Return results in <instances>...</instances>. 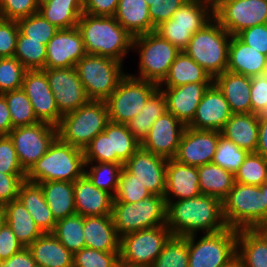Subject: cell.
I'll return each mask as SVG.
<instances>
[{
    "mask_svg": "<svg viewBox=\"0 0 267 267\" xmlns=\"http://www.w3.org/2000/svg\"><path fill=\"white\" fill-rule=\"evenodd\" d=\"M256 230L266 239L267 241V222L261 224L256 228Z\"/></svg>",
    "mask_w": 267,
    "mask_h": 267,
    "instance_id": "a7ac6f4b",
    "label": "cell"
},
{
    "mask_svg": "<svg viewBox=\"0 0 267 267\" xmlns=\"http://www.w3.org/2000/svg\"><path fill=\"white\" fill-rule=\"evenodd\" d=\"M38 184L55 221L76 214L74 182L45 181Z\"/></svg>",
    "mask_w": 267,
    "mask_h": 267,
    "instance_id": "836d02e7",
    "label": "cell"
},
{
    "mask_svg": "<svg viewBox=\"0 0 267 267\" xmlns=\"http://www.w3.org/2000/svg\"><path fill=\"white\" fill-rule=\"evenodd\" d=\"M85 161L82 149L61 141L58 137L48 151L26 173V181L74 182L84 174Z\"/></svg>",
    "mask_w": 267,
    "mask_h": 267,
    "instance_id": "3957f363",
    "label": "cell"
},
{
    "mask_svg": "<svg viewBox=\"0 0 267 267\" xmlns=\"http://www.w3.org/2000/svg\"><path fill=\"white\" fill-rule=\"evenodd\" d=\"M16 57L27 70L45 69L46 45L41 41L27 40L20 32L17 37Z\"/></svg>",
    "mask_w": 267,
    "mask_h": 267,
    "instance_id": "f6af8a7d",
    "label": "cell"
},
{
    "mask_svg": "<svg viewBox=\"0 0 267 267\" xmlns=\"http://www.w3.org/2000/svg\"><path fill=\"white\" fill-rule=\"evenodd\" d=\"M211 83H188L178 87H159L167 102V111L172 113L185 126L195 115L203 94Z\"/></svg>",
    "mask_w": 267,
    "mask_h": 267,
    "instance_id": "cb8c5ba5",
    "label": "cell"
},
{
    "mask_svg": "<svg viewBox=\"0 0 267 267\" xmlns=\"http://www.w3.org/2000/svg\"><path fill=\"white\" fill-rule=\"evenodd\" d=\"M236 36L251 48L267 56V23L246 28Z\"/></svg>",
    "mask_w": 267,
    "mask_h": 267,
    "instance_id": "680465c9",
    "label": "cell"
},
{
    "mask_svg": "<svg viewBox=\"0 0 267 267\" xmlns=\"http://www.w3.org/2000/svg\"><path fill=\"white\" fill-rule=\"evenodd\" d=\"M167 159L140 148L123 164V168L139 180L152 195L164 196Z\"/></svg>",
    "mask_w": 267,
    "mask_h": 267,
    "instance_id": "ffe728a7",
    "label": "cell"
},
{
    "mask_svg": "<svg viewBox=\"0 0 267 267\" xmlns=\"http://www.w3.org/2000/svg\"><path fill=\"white\" fill-rule=\"evenodd\" d=\"M151 195L150 191L139 180L135 179V175L129 174L123 168L113 202L136 203Z\"/></svg>",
    "mask_w": 267,
    "mask_h": 267,
    "instance_id": "f907efd6",
    "label": "cell"
},
{
    "mask_svg": "<svg viewBox=\"0 0 267 267\" xmlns=\"http://www.w3.org/2000/svg\"><path fill=\"white\" fill-rule=\"evenodd\" d=\"M23 248L9 225L5 223L0 228V262L9 259Z\"/></svg>",
    "mask_w": 267,
    "mask_h": 267,
    "instance_id": "94428289",
    "label": "cell"
},
{
    "mask_svg": "<svg viewBox=\"0 0 267 267\" xmlns=\"http://www.w3.org/2000/svg\"><path fill=\"white\" fill-rule=\"evenodd\" d=\"M26 174H6L0 172V205L18 199L19 189Z\"/></svg>",
    "mask_w": 267,
    "mask_h": 267,
    "instance_id": "91938a15",
    "label": "cell"
},
{
    "mask_svg": "<svg viewBox=\"0 0 267 267\" xmlns=\"http://www.w3.org/2000/svg\"><path fill=\"white\" fill-rule=\"evenodd\" d=\"M119 261V252H103L84 247L73 254V267H117Z\"/></svg>",
    "mask_w": 267,
    "mask_h": 267,
    "instance_id": "816d5d0a",
    "label": "cell"
},
{
    "mask_svg": "<svg viewBox=\"0 0 267 267\" xmlns=\"http://www.w3.org/2000/svg\"><path fill=\"white\" fill-rule=\"evenodd\" d=\"M248 153L247 150L220 135L212 163L235 175Z\"/></svg>",
    "mask_w": 267,
    "mask_h": 267,
    "instance_id": "7dc6e473",
    "label": "cell"
},
{
    "mask_svg": "<svg viewBox=\"0 0 267 267\" xmlns=\"http://www.w3.org/2000/svg\"><path fill=\"white\" fill-rule=\"evenodd\" d=\"M117 267H143V266H133V265H128L122 261H119V263L117 264Z\"/></svg>",
    "mask_w": 267,
    "mask_h": 267,
    "instance_id": "8c879c8a",
    "label": "cell"
},
{
    "mask_svg": "<svg viewBox=\"0 0 267 267\" xmlns=\"http://www.w3.org/2000/svg\"><path fill=\"white\" fill-rule=\"evenodd\" d=\"M259 187L262 191V195L260 196V199H262L263 205H265V223H266L267 222V182H265Z\"/></svg>",
    "mask_w": 267,
    "mask_h": 267,
    "instance_id": "003e7915",
    "label": "cell"
},
{
    "mask_svg": "<svg viewBox=\"0 0 267 267\" xmlns=\"http://www.w3.org/2000/svg\"><path fill=\"white\" fill-rule=\"evenodd\" d=\"M166 225L174 236L188 237L197 232L215 233L227 228L222 201L200 194L182 200H165Z\"/></svg>",
    "mask_w": 267,
    "mask_h": 267,
    "instance_id": "6da1fadb",
    "label": "cell"
},
{
    "mask_svg": "<svg viewBox=\"0 0 267 267\" xmlns=\"http://www.w3.org/2000/svg\"><path fill=\"white\" fill-rule=\"evenodd\" d=\"M186 126L172 113L161 115L150 128L141 147L165 159H174Z\"/></svg>",
    "mask_w": 267,
    "mask_h": 267,
    "instance_id": "44dd1931",
    "label": "cell"
},
{
    "mask_svg": "<svg viewBox=\"0 0 267 267\" xmlns=\"http://www.w3.org/2000/svg\"><path fill=\"white\" fill-rule=\"evenodd\" d=\"M0 172L6 174H26L17 157L9 135L0 136Z\"/></svg>",
    "mask_w": 267,
    "mask_h": 267,
    "instance_id": "db71d44e",
    "label": "cell"
},
{
    "mask_svg": "<svg viewBox=\"0 0 267 267\" xmlns=\"http://www.w3.org/2000/svg\"><path fill=\"white\" fill-rule=\"evenodd\" d=\"M6 223V214L5 208L3 205H0V228Z\"/></svg>",
    "mask_w": 267,
    "mask_h": 267,
    "instance_id": "89a4df30",
    "label": "cell"
},
{
    "mask_svg": "<svg viewBox=\"0 0 267 267\" xmlns=\"http://www.w3.org/2000/svg\"><path fill=\"white\" fill-rule=\"evenodd\" d=\"M86 54L106 56L123 63L124 57L133 51V36L114 16H93L83 13L77 23Z\"/></svg>",
    "mask_w": 267,
    "mask_h": 267,
    "instance_id": "7a4b0ae2",
    "label": "cell"
},
{
    "mask_svg": "<svg viewBox=\"0 0 267 267\" xmlns=\"http://www.w3.org/2000/svg\"><path fill=\"white\" fill-rule=\"evenodd\" d=\"M83 226L84 217L80 214H73L56 221L52 234L67 250L74 254L85 247Z\"/></svg>",
    "mask_w": 267,
    "mask_h": 267,
    "instance_id": "60d3db41",
    "label": "cell"
},
{
    "mask_svg": "<svg viewBox=\"0 0 267 267\" xmlns=\"http://www.w3.org/2000/svg\"><path fill=\"white\" fill-rule=\"evenodd\" d=\"M259 186L235 182L222 201L223 218L228 228L256 229L265 223V205Z\"/></svg>",
    "mask_w": 267,
    "mask_h": 267,
    "instance_id": "ba28073f",
    "label": "cell"
},
{
    "mask_svg": "<svg viewBox=\"0 0 267 267\" xmlns=\"http://www.w3.org/2000/svg\"><path fill=\"white\" fill-rule=\"evenodd\" d=\"M166 209L164 196L151 195L136 203L113 202L111 215L121 238L142 229L166 225Z\"/></svg>",
    "mask_w": 267,
    "mask_h": 267,
    "instance_id": "9c48e42d",
    "label": "cell"
},
{
    "mask_svg": "<svg viewBox=\"0 0 267 267\" xmlns=\"http://www.w3.org/2000/svg\"><path fill=\"white\" fill-rule=\"evenodd\" d=\"M110 122L105 101L89 100L75 111L62 116L57 127V137L82 150Z\"/></svg>",
    "mask_w": 267,
    "mask_h": 267,
    "instance_id": "5b68a950",
    "label": "cell"
},
{
    "mask_svg": "<svg viewBox=\"0 0 267 267\" xmlns=\"http://www.w3.org/2000/svg\"><path fill=\"white\" fill-rule=\"evenodd\" d=\"M114 17L133 37L154 32L156 28L145 0H119Z\"/></svg>",
    "mask_w": 267,
    "mask_h": 267,
    "instance_id": "1f68e13d",
    "label": "cell"
},
{
    "mask_svg": "<svg viewBox=\"0 0 267 267\" xmlns=\"http://www.w3.org/2000/svg\"><path fill=\"white\" fill-rule=\"evenodd\" d=\"M85 167H88L89 170L84 169V174L91 183L114 197L118 189L123 164L112 162L85 163Z\"/></svg>",
    "mask_w": 267,
    "mask_h": 267,
    "instance_id": "b9f144b4",
    "label": "cell"
},
{
    "mask_svg": "<svg viewBox=\"0 0 267 267\" xmlns=\"http://www.w3.org/2000/svg\"><path fill=\"white\" fill-rule=\"evenodd\" d=\"M43 70L62 115L75 111L89 101L75 67Z\"/></svg>",
    "mask_w": 267,
    "mask_h": 267,
    "instance_id": "e0dca14e",
    "label": "cell"
},
{
    "mask_svg": "<svg viewBox=\"0 0 267 267\" xmlns=\"http://www.w3.org/2000/svg\"><path fill=\"white\" fill-rule=\"evenodd\" d=\"M251 113H267V77L264 74H258L251 77Z\"/></svg>",
    "mask_w": 267,
    "mask_h": 267,
    "instance_id": "6f0895ef",
    "label": "cell"
},
{
    "mask_svg": "<svg viewBox=\"0 0 267 267\" xmlns=\"http://www.w3.org/2000/svg\"><path fill=\"white\" fill-rule=\"evenodd\" d=\"M220 135L219 131L198 130L186 126L174 159L195 167L212 163Z\"/></svg>",
    "mask_w": 267,
    "mask_h": 267,
    "instance_id": "d6986e66",
    "label": "cell"
},
{
    "mask_svg": "<svg viewBox=\"0 0 267 267\" xmlns=\"http://www.w3.org/2000/svg\"><path fill=\"white\" fill-rule=\"evenodd\" d=\"M213 16L232 36L267 23V0H213Z\"/></svg>",
    "mask_w": 267,
    "mask_h": 267,
    "instance_id": "9a60e30c",
    "label": "cell"
},
{
    "mask_svg": "<svg viewBox=\"0 0 267 267\" xmlns=\"http://www.w3.org/2000/svg\"><path fill=\"white\" fill-rule=\"evenodd\" d=\"M232 112L221 90L214 82L206 89L188 127L198 130L219 131L224 128Z\"/></svg>",
    "mask_w": 267,
    "mask_h": 267,
    "instance_id": "603a6c76",
    "label": "cell"
},
{
    "mask_svg": "<svg viewBox=\"0 0 267 267\" xmlns=\"http://www.w3.org/2000/svg\"><path fill=\"white\" fill-rule=\"evenodd\" d=\"M141 146L126 124L109 122L83 150L85 163L124 164Z\"/></svg>",
    "mask_w": 267,
    "mask_h": 267,
    "instance_id": "30bf717a",
    "label": "cell"
},
{
    "mask_svg": "<svg viewBox=\"0 0 267 267\" xmlns=\"http://www.w3.org/2000/svg\"><path fill=\"white\" fill-rule=\"evenodd\" d=\"M18 199L24 204L43 233H52L54 231L56 221L38 183L25 180L20 186Z\"/></svg>",
    "mask_w": 267,
    "mask_h": 267,
    "instance_id": "4dcf8cb0",
    "label": "cell"
},
{
    "mask_svg": "<svg viewBox=\"0 0 267 267\" xmlns=\"http://www.w3.org/2000/svg\"><path fill=\"white\" fill-rule=\"evenodd\" d=\"M89 100L105 101L127 74L122 62L110 57L86 54L75 65Z\"/></svg>",
    "mask_w": 267,
    "mask_h": 267,
    "instance_id": "52a82bcc",
    "label": "cell"
},
{
    "mask_svg": "<svg viewBox=\"0 0 267 267\" xmlns=\"http://www.w3.org/2000/svg\"><path fill=\"white\" fill-rule=\"evenodd\" d=\"M113 199L110 193L93 185L85 174L74 181L76 214L83 217L111 215Z\"/></svg>",
    "mask_w": 267,
    "mask_h": 267,
    "instance_id": "d4e9b609",
    "label": "cell"
},
{
    "mask_svg": "<svg viewBox=\"0 0 267 267\" xmlns=\"http://www.w3.org/2000/svg\"><path fill=\"white\" fill-rule=\"evenodd\" d=\"M242 267H267V241L256 229L237 230V255Z\"/></svg>",
    "mask_w": 267,
    "mask_h": 267,
    "instance_id": "74e56055",
    "label": "cell"
},
{
    "mask_svg": "<svg viewBox=\"0 0 267 267\" xmlns=\"http://www.w3.org/2000/svg\"><path fill=\"white\" fill-rule=\"evenodd\" d=\"M224 267H242V264L239 261V259L236 257L231 263H229L228 265Z\"/></svg>",
    "mask_w": 267,
    "mask_h": 267,
    "instance_id": "2644e50d",
    "label": "cell"
},
{
    "mask_svg": "<svg viewBox=\"0 0 267 267\" xmlns=\"http://www.w3.org/2000/svg\"><path fill=\"white\" fill-rule=\"evenodd\" d=\"M201 194L223 201L235 183V175L214 163L197 167Z\"/></svg>",
    "mask_w": 267,
    "mask_h": 267,
    "instance_id": "ab89813d",
    "label": "cell"
},
{
    "mask_svg": "<svg viewBox=\"0 0 267 267\" xmlns=\"http://www.w3.org/2000/svg\"><path fill=\"white\" fill-rule=\"evenodd\" d=\"M40 0H0V18L15 20L26 18L39 10Z\"/></svg>",
    "mask_w": 267,
    "mask_h": 267,
    "instance_id": "f5cc1de1",
    "label": "cell"
},
{
    "mask_svg": "<svg viewBox=\"0 0 267 267\" xmlns=\"http://www.w3.org/2000/svg\"><path fill=\"white\" fill-rule=\"evenodd\" d=\"M262 74H264L267 77V57H266V61L264 63V69H263Z\"/></svg>",
    "mask_w": 267,
    "mask_h": 267,
    "instance_id": "753ad0ef",
    "label": "cell"
},
{
    "mask_svg": "<svg viewBox=\"0 0 267 267\" xmlns=\"http://www.w3.org/2000/svg\"><path fill=\"white\" fill-rule=\"evenodd\" d=\"M0 267H36L35 260L27 247L0 262Z\"/></svg>",
    "mask_w": 267,
    "mask_h": 267,
    "instance_id": "be15d7a7",
    "label": "cell"
},
{
    "mask_svg": "<svg viewBox=\"0 0 267 267\" xmlns=\"http://www.w3.org/2000/svg\"><path fill=\"white\" fill-rule=\"evenodd\" d=\"M13 129L9 108L3 94H0V135H9Z\"/></svg>",
    "mask_w": 267,
    "mask_h": 267,
    "instance_id": "03108f58",
    "label": "cell"
},
{
    "mask_svg": "<svg viewBox=\"0 0 267 267\" xmlns=\"http://www.w3.org/2000/svg\"><path fill=\"white\" fill-rule=\"evenodd\" d=\"M188 237L172 235L151 267H188Z\"/></svg>",
    "mask_w": 267,
    "mask_h": 267,
    "instance_id": "ee69618b",
    "label": "cell"
},
{
    "mask_svg": "<svg viewBox=\"0 0 267 267\" xmlns=\"http://www.w3.org/2000/svg\"><path fill=\"white\" fill-rule=\"evenodd\" d=\"M231 37L213 17L192 35L184 52L214 79L227 69Z\"/></svg>",
    "mask_w": 267,
    "mask_h": 267,
    "instance_id": "277c9868",
    "label": "cell"
},
{
    "mask_svg": "<svg viewBox=\"0 0 267 267\" xmlns=\"http://www.w3.org/2000/svg\"><path fill=\"white\" fill-rule=\"evenodd\" d=\"M26 70L16 57L2 58L0 62V94L21 89Z\"/></svg>",
    "mask_w": 267,
    "mask_h": 267,
    "instance_id": "681fc988",
    "label": "cell"
},
{
    "mask_svg": "<svg viewBox=\"0 0 267 267\" xmlns=\"http://www.w3.org/2000/svg\"><path fill=\"white\" fill-rule=\"evenodd\" d=\"M188 0H148L149 14L152 24L157 27L170 20L173 14Z\"/></svg>",
    "mask_w": 267,
    "mask_h": 267,
    "instance_id": "11a10c76",
    "label": "cell"
},
{
    "mask_svg": "<svg viewBox=\"0 0 267 267\" xmlns=\"http://www.w3.org/2000/svg\"><path fill=\"white\" fill-rule=\"evenodd\" d=\"M133 49L139 53L138 79L148 80L158 85L167 76L171 64L180 51L157 33L150 32L133 38Z\"/></svg>",
    "mask_w": 267,
    "mask_h": 267,
    "instance_id": "7c38bea8",
    "label": "cell"
},
{
    "mask_svg": "<svg viewBox=\"0 0 267 267\" xmlns=\"http://www.w3.org/2000/svg\"><path fill=\"white\" fill-rule=\"evenodd\" d=\"M235 182L254 186L267 182V159L256 152H249L235 174Z\"/></svg>",
    "mask_w": 267,
    "mask_h": 267,
    "instance_id": "bcb514c9",
    "label": "cell"
},
{
    "mask_svg": "<svg viewBox=\"0 0 267 267\" xmlns=\"http://www.w3.org/2000/svg\"><path fill=\"white\" fill-rule=\"evenodd\" d=\"M19 32L27 36V40L41 41L47 45L49 40L59 30L46 20L39 12L17 21Z\"/></svg>",
    "mask_w": 267,
    "mask_h": 267,
    "instance_id": "c3c4849f",
    "label": "cell"
},
{
    "mask_svg": "<svg viewBox=\"0 0 267 267\" xmlns=\"http://www.w3.org/2000/svg\"><path fill=\"white\" fill-rule=\"evenodd\" d=\"M4 208L6 223L17 237V240L24 247L31 245L43 234L24 204L19 199L12 200L11 202L5 204Z\"/></svg>",
    "mask_w": 267,
    "mask_h": 267,
    "instance_id": "8d00e7d4",
    "label": "cell"
},
{
    "mask_svg": "<svg viewBox=\"0 0 267 267\" xmlns=\"http://www.w3.org/2000/svg\"><path fill=\"white\" fill-rule=\"evenodd\" d=\"M200 194L197 167L179 163L175 159H168L165 200L189 199Z\"/></svg>",
    "mask_w": 267,
    "mask_h": 267,
    "instance_id": "484cf974",
    "label": "cell"
},
{
    "mask_svg": "<svg viewBox=\"0 0 267 267\" xmlns=\"http://www.w3.org/2000/svg\"><path fill=\"white\" fill-rule=\"evenodd\" d=\"M256 153L267 159V113L259 115V134Z\"/></svg>",
    "mask_w": 267,
    "mask_h": 267,
    "instance_id": "e7e4bbea",
    "label": "cell"
},
{
    "mask_svg": "<svg viewBox=\"0 0 267 267\" xmlns=\"http://www.w3.org/2000/svg\"><path fill=\"white\" fill-rule=\"evenodd\" d=\"M188 252V267H224L236 258L237 230L203 234L197 242L196 235L188 236Z\"/></svg>",
    "mask_w": 267,
    "mask_h": 267,
    "instance_id": "8fae6325",
    "label": "cell"
},
{
    "mask_svg": "<svg viewBox=\"0 0 267 267\" xmlns=\"http://www.w3.org/2000/svg\"><path fill=\"white\" fill-rule=\"evenodd\" d=\"M213 82L223 93L232 114L251 113V77L226 70Z\"/></svg>",
    "mask_w": 267,
    "mask_h": 267,
    "instance_id": "83f0119b",
    "label": "cell"
},
{
    "mask_svg": "<svg viewBox=\"0 0 267 267\" xmlns=\"http://www.w3.org/2000/svg\"><path fill=\"white\" fill-rule=\"evenodd\" d=\"M86 55L82 35L77 26L59 29L46 45L45 68H69Z\"/></svg>",
    "mask_w": 267,
    "mask_h": 267,
    "instance_id": "7402d4cb",
    "label": "cell"
},
{
    "mask_svg": "<svg viewBox=\"0 0 267 267\" xmlns=\"http://www.w3.org/2000/svg\"><path fill=\"white\" fill-rule=\"evenodd\" d=\"M167 112V102L162 90L158 87L148 98L142 110L128 123L127 129L142 143L149 134L152 124Z\"/></svg>",
    "mask_w": 267,
    "mask_h": 267,
    "instance_id": "f35d334b",
    "label": "cell"
},
{
    "mask_svg": "<svg viewBox=\"0 0 267 267\" xmlns=\"http://www.w3.org/2000/svg\"><path fill=\"white\" fill-rule=\"evenodd\" d=\"M213 17V0H188L154 32L181 52L187 48L192 35Z\"/></svg>",
    "mask_w": 267,
    "mask_h": 267,
    "instance_id": "8992f818",
    "label": "cell"
},
{
    "mask_svg": "<svg viewBox=\"0 0 267 267\" xmlns=\"http://www.w3.org/2000/svg\"><path fill=\"white\" fill-rule=\"evenodd\" d=\"M119 0H84L83 11L93 16H115Z\"/></svg>",
    "mask_w": 267,
    "mask_h": 267,
    "instance_id": "6125c7cd",
    "label": "cell"
},
{
    "mask_svg": "<svg viewBox=\"0 0 267 267\" xmlns=\"http://www.w3.org/2000/svg\"><path fill=\"white\" fill-rule=\"evenodd\" d=\"M84 0H40L38 12L58 29L77 26Z\"/></svg>",
    "mask_w": 267,
    "mask_h": 267,
    "instance_id": "d590c367",
    "label": "cell"
},
{
    "mask_svg": "<svg viewBox=\"0 0 267 267\" xmlns=\"http://www.w3.org/2000/svg\"><path fill=\"white\" fill-rule=\"evenodd\" d=\"M211 76L184 51L171 64L169 72L159 87H178L188 83H212Z\"/></svg>",
    "mask_w": 267,
    "mask_h": 267,
    "instance_id": "e575fe53",
    "label": "cell"
},
{
    "mask_svg": "<svg viewBox=\"0 0 267 267\" xmlns=\"http://www.w3.org/2000/svg\"><path fill=\"white\" fill-rule=\"evenodd\" d=\"M22 90L29 98L37 119L40 122L57 126L62 118L53 92L43 69L26 70Z\"/></svg>",
    "mask_w": 267,
    "mask_h": 267,
    "instance_id": "ac0fdd59",
    "label": "cell"
},
{
    "mask_svg": "<svg viewBox=\"0 0 267 267\" xmlns=\"http://www.w3.org/2000/svg\"><path fill=\"white\" fill-rule=\"evenodd\" d=\"M19 28L17 21L0 18V56L14 57Z\"/></svg>",
    "mask_w": 267,
    "mask_h": 267,
    "instance_id": "9f6ffc18",
    "label": "cell"
},
{
    "mask_svg": "<svg viewBox=\"0 0 267 267\" xmlns=\"http://www.w3.org/2000/svg\"><path fill=\"white\" fill-rule=\"evenodd\" d=\"M171 236L167 225L126 234L120 238V261L133 266L151 267Z\"/></svg>",
    "mask_w": 267,
    "mask_h": 267,
    "instance_id": "5bb4252c",
    "label": "cell"
},
{
    "mask_svg": "<svg viewBox=\"0 0 267 267\" xmlns=\"http://www.w3.org/2000/svg\"><path fill=\"white\" fill-rule=\"evenodd\" d=\"M3 95L9 108L13 128L34 125L40 122L35 115L29 98L22 88L5 92Z\"/></svg>",
    "mask_w": 267,
    "mask_h": 267,
    "instance_id": "7bdbcfd3",
    "label": "cell"
},
{
    "mask_svg": "<svg viewBox=\"0 0 267 267\" xmlns=\"http://www.w3.org/2000/svg\"><path fill=\"white\" fill-rule=\"evenodd\" d=\"M9 137L13 141L20 165L27 173L57 138V127L38 122L13 128Z\"/></svg>",
    "mask_w": 267,
    "mask_h": 267,
    "instance_id": "2e32d148",
    "label": "cell"
},
{
    "mask_svg": "<svg viewBox=\"0 0 267 267\" xmlns=\"http://www.w3.org/2000/svg\"><path fill=\"white\" fill-rule=\"evenodd\" d=\"M27 248L37 267H73V254L52 233H43Z\"/></svg>",
    "mask_w": 267,
    "mask_h": 267,
    "instance_id": "f546056e",
    "label": "cell"
},
{
    "mask_svg": "<svg viewBox=\"0 0 267 267\" xmlns=\"http://www.w3.org/2000/svg\"><path fill=\"white\" fill-rule=\"evenodd\" d=\"M85 247L103 252H120V237L112 215L84 217Z\"/></svg>",
    "mask_w": 267,
    "mask_h": 267,
    "instance_id": "4316f807",
    "label": "cell"
},
{
    "mask_svg": "<svg viewBox=\"0 0 267 267\" xmlns=\"http://www.w3.org/2000/svg\"><path fill=\"white\" fill-rule=\"evenodd\" d=\"M259 134V115L232 114L221 130V135L248 152H256Z\"/></svg>",
    "mask_w": 267,
    "mask_h": 267,
    "instance_id": "f1b7e54d",
    "label": "cell"
},
{
    "mask_svg": "<svg viewBox=\"0 0 267 267\" xmlns=\"http://www.w3.org/2000/svg\"><path fill=\"white\" fill-rule=\"evenodd\" d=\"M266 55L256 51L237 36H232L229 42L227 69L230 72L253 77L262 74Z\"/></svg>",
    "mask_w": 267,
    "mask_h": 267,
    "instance_id": "d6a6232c",
    "label": "cell"
},
{
    "mask_svg": "<svg viewBox=\"0 0 267 267\" xmlns=\"http://www.w3.org/2000/svg\"><path fill=\"white\" fill-rule=\"evenodd\" d=\"M158 87L155 82L126 74L114 92L105 100L110 122L128 123L142 110L148 98Z\"/></svg>",
    "mask_w": 267,
    "mask_h": 267,
    "instance_id": "4fadbf2b",
    "label": "cell"
}]
</instances>
